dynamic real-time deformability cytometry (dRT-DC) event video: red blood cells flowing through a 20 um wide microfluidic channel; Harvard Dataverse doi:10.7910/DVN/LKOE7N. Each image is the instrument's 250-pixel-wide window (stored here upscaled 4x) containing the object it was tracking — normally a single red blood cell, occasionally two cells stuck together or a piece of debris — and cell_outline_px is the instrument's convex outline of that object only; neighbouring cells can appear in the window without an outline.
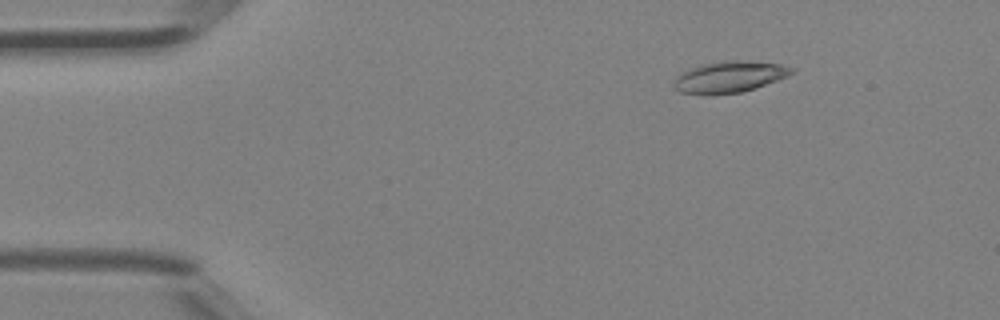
{"species": "Egyptian fruit bat (a non-hibernating species)", "species_latin": "Rousettus aegyptiacus", "temperature_condition": "room temperature", "stored_images_in_passage": 4, "camera_frame_rate_fps": 3000, "um_per_image_px": 0.085, "animal": {"sex": "female"}, "frame": {"image": 1, "passage_image": 2, "time_ms": 0.333, "image_size_px": [1000, 320], "cell_outline_px": [[796, 68], [788, 76], [740, 92], [708, 96], [704, 96], [680, 92], [672, 84], [672, 80], [680, 72], [704, 64], [780, 64]], "centroid_in_image_um": [61.87, 6.63], "position_along_channel_um": 23.1, "area_um2": 20.23}}
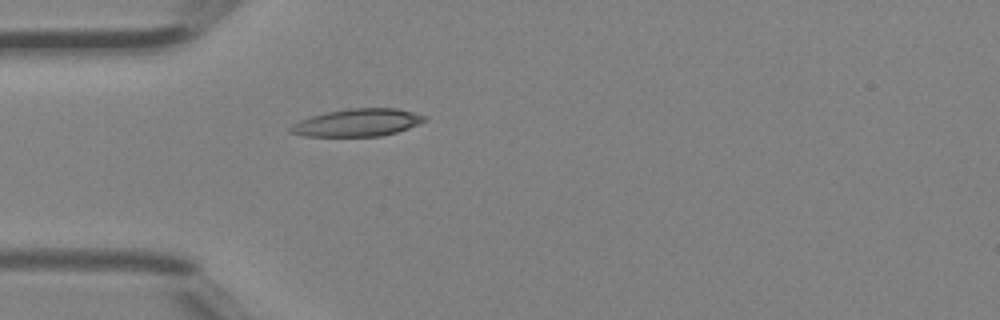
{"frame": {"image": 2, "passage_image": 4, "time_ms": 1.0, "image_size_px": [1000, 320], "cell_outline_px": [[428, 120], [408, 128], [396, 132], [380, 136], [304, 136], [288, 132], [288, 128], [300, 120], [324, 112], [348, 108], [396, 108], [428, 116]], "centroid_in_image_um": [30.38, 10.41], "position_along_channel_um": 54.6, "area_um2": 21.56}}